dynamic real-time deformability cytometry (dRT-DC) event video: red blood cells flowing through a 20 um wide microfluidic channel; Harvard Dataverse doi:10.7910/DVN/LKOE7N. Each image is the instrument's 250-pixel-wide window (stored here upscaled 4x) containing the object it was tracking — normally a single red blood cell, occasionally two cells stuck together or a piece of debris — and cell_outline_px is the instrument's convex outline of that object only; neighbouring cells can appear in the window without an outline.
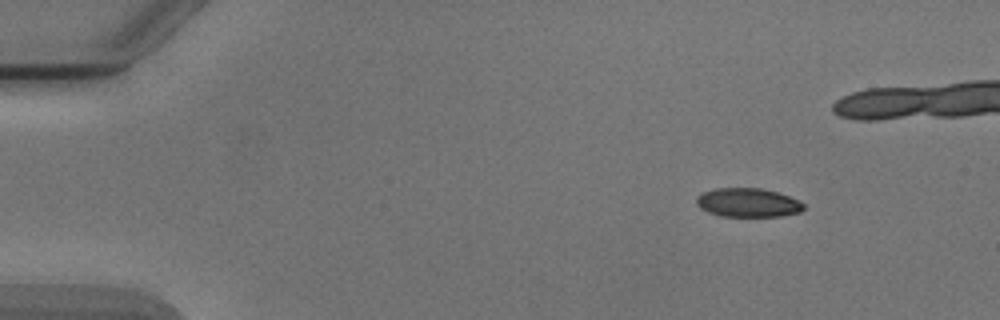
{"species": "Egyptian fruit bat (a non-hibernating species)", "species_latin": "Rousettus aegyptiacus", "temperature_condition": "cold", "stored_images_in_passage": 5, "camera_frame_rate_fps": 3000, "um_per_image_px": 0.085, "animal": {"sex": "male"}, "frame": {"image": 1, "passage_image": 1, "time_ms": 0.0, "image_size_px": [1000, 320], "cell_outline_px": [[804, 208], [800, 212], [780, 216], [720, 216], [708, 212], [700, 208], [696, 204], [696, 196], [704, 192], [716, 188], [760, 188], [776, 192], [800, 200], [804, 204]], "centroid_in_image_um": [63.56, 17.22], "position_along_channel_um": 21.4, "area_um2": 18.03}}
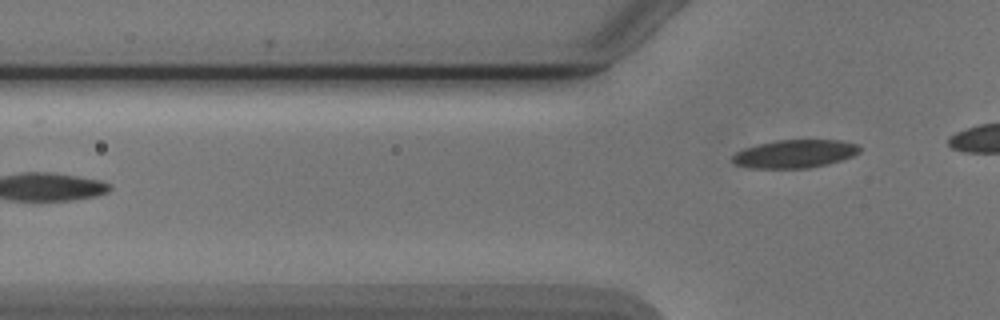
{"frame": {"image": 2, "passage_image": 5, "time_ms": 5.0, "image_size_px": [1000, 320], "cell_outline_px": [[860, 152], [852, 156], [840, 160], [808, 168], [752, 168], [736, 164], [732, 160], [732, 156], [736, 152], [744, 148], [776, 140], [840, 140], [856, 144], [860, 148]], "centroid_in_image_um": [67.55, 13.07], "position_along_channel_um": 58.3, "area_um2": 20.58}}